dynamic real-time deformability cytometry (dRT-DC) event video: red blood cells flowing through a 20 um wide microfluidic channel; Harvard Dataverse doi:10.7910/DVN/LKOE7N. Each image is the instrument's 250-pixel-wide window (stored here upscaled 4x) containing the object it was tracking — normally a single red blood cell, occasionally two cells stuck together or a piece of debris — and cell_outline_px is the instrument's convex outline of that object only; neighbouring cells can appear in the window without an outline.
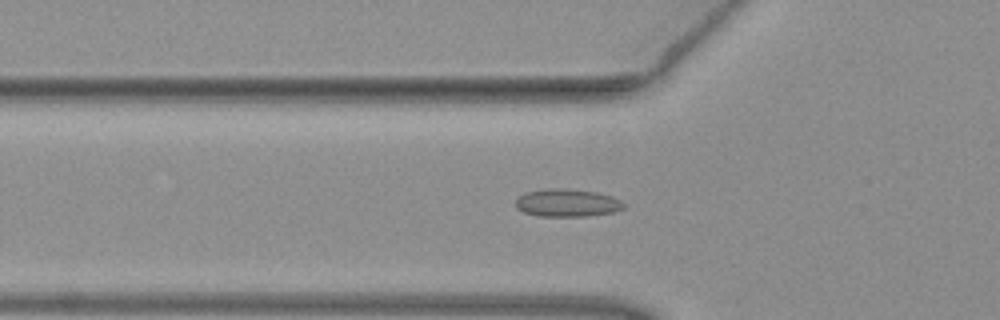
{"species": "common noctule bat (a hibernating species)", "species_latin": "Nyctalus noctula", "temperature_condition": "warm", "stored_images_in_passage": 52, "camera_frame_rate_fps": 3000, "um_per_image_px": 0.085, "animal": {"sex": "female", "body_mass_g": 19.3, "forearm_length_mm": 54.1}, "frame": {"image": 1, "passage_image": 17, "time_ms": 5.333, "image_size_px": [1000, 320], "cell_outline_px": [[628, 204], [624, 208], [616, 212], [588, 216], [540, 216], [524, 212], [516, 208], [516, 200], [520, 196], [528, 192], [548, 188], [560, 188], [596, 192], [612, 196]], "centroid_in_image_um": [48.27, 17.25], "position_along_channel_um": 77.5, "area_um2": 17.51}}
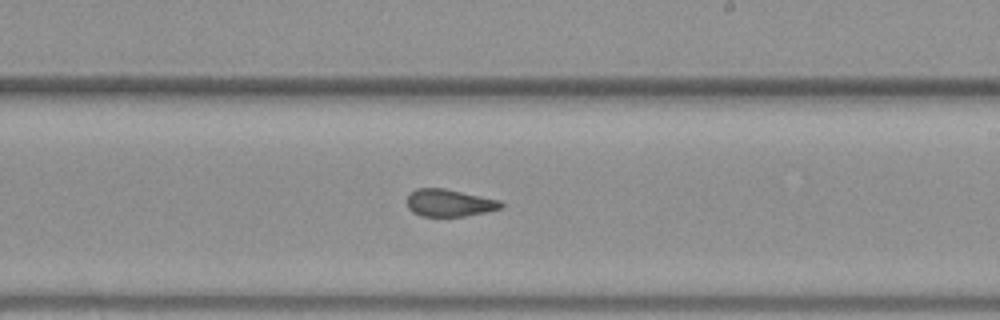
{"frame": {"image": 2, "passage_image": 30, "time_ms": 9.667, "image_size_px": [1000, 320], "cell_outline_px": [[504, 208], [464, 216], [420, 216], [412, 212], [408, 208], [408, 196], [416, 188], [444, 188], [500, 200], [504, 204]], "centroid_in_image_um": [38.21, 17.25], "position_along_channel_um": 250.8, "area_um2": 14.91}}
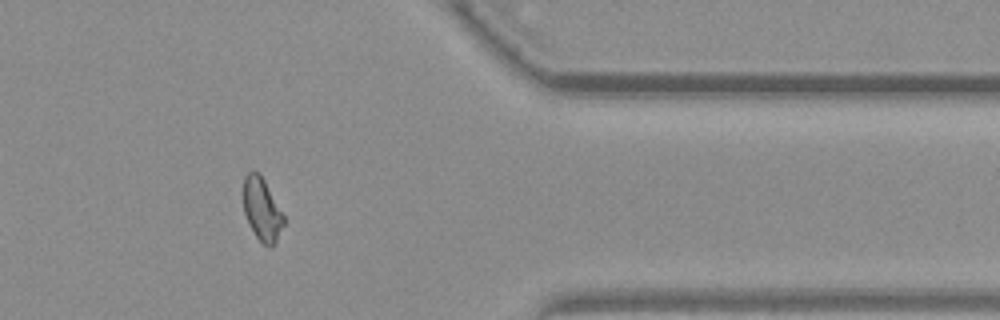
{"frame": {"image": 3, "passage_image": 42, "time_ms": 13.667, "image_size_px": [1000, 320], "cell_outline_px": [[284, 224], [272, 248], [268, 248], [256, 236], [244, 212], [244, 176], [252, 168], [260, 172], [284, 216]], "centroid_in_image_um": [22.27, 17.75], "position_along_channel_um": 389.1, "area_um2": 14.62}, "authors_computed_cell_mechanics": {"area_um2": 15.8372, "velocity_mm_per_s": 3.9647, "shape_relaxation_time_tau1_ms": null, "shape_relaxation_time_tau2_ms": 1.2471, "deformation_change_tau1": null, "deformation_change_tau2": 0.0776}}